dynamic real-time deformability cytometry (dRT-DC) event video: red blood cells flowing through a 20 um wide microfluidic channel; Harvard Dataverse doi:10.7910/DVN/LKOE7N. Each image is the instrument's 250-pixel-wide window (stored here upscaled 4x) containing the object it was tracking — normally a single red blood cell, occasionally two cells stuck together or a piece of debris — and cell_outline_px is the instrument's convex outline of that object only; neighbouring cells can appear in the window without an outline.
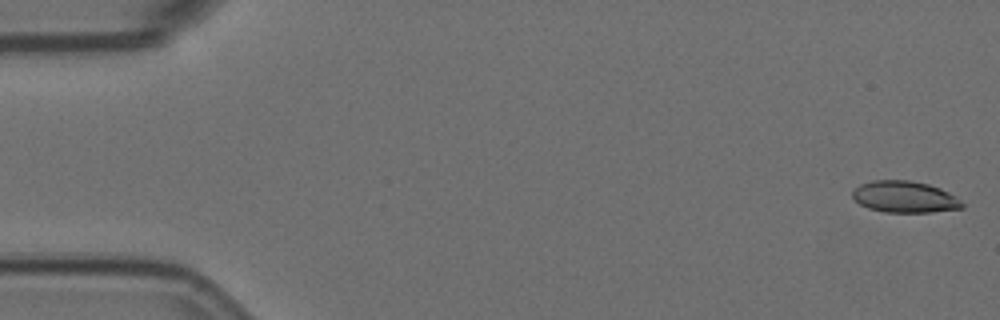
{"species": "Egyptian fruit bat (a non-hibernating species)", "species_latin": "Rousettus aegyptiacus", "temperature_condition": "room temperature", "stored_images_in_passage": 7, "camera_frame_rate_fps": 3000, "um_per_image_px": 0.085, "animal": {"sex": "female"}, "frame": {"image": 1, "passage_image": 1, "time_ms": 0.0, "image_size_px": [1000, 320], "cell_outline_px": [[964, 208], [932, 212], [884, 212], [868, 208], [860, 204], [852, 196], [852, 192], [860, 184], [872, 180], [908, 180], [928, 184], [940, 188], [956, 196], [964, 204]], "centroid_in_image_um": [76.91, 16.74], "position_along_channel_um": 8.1, "area_um2": 20.17}}
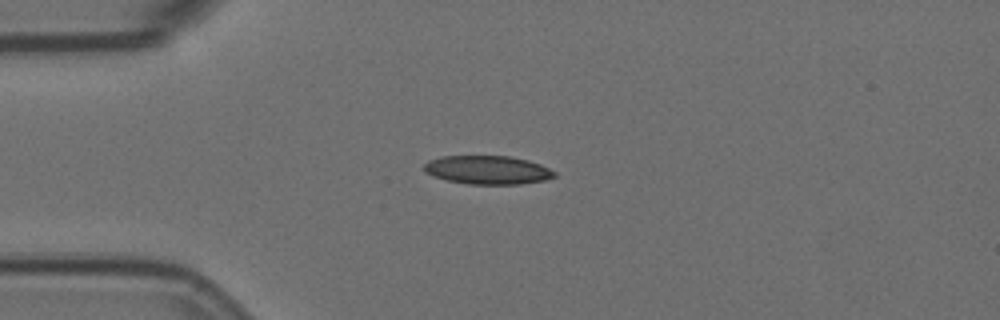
{"frame": {"image": 2, "passage_image": 5, "time_ms": 1.333, "image_size_px": [1000, 320], "cell_outline_px": [[556, 176], [544, 180], [520, 184], [468, 184], [448, 180], [424, 172], [424, 164], [428, 160], [444, 156], [508, 156], [528, 160], [540, 164], [556, 172]], "centroid_in_image_um": [41.46, 14.44], "position_along_channel_um": 43.5, "area_um2": 21.56}}
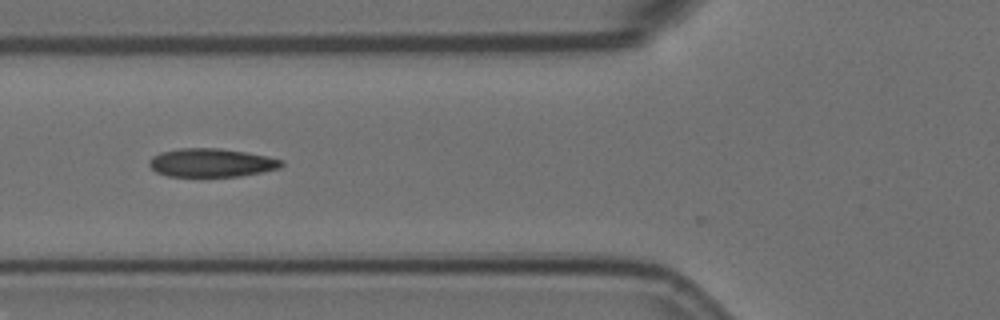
{"frame": {"image": 3, "passage_image": 7, "time_ms": 2.0, "image_size_px": [1000, 320], "cell_outline_px": [[284, 164], [280, 168], [240, 176], [168, 176], [156, 172], [148, 164], [148, 160], [152, 156], [160, 152], [180, 148], [220, 148], [268, 156], [284, 160]], "centroid_in_image_um": [17.96, 13.82], "position_along_channel_um": 107.8, "area_um2": 21.96}}